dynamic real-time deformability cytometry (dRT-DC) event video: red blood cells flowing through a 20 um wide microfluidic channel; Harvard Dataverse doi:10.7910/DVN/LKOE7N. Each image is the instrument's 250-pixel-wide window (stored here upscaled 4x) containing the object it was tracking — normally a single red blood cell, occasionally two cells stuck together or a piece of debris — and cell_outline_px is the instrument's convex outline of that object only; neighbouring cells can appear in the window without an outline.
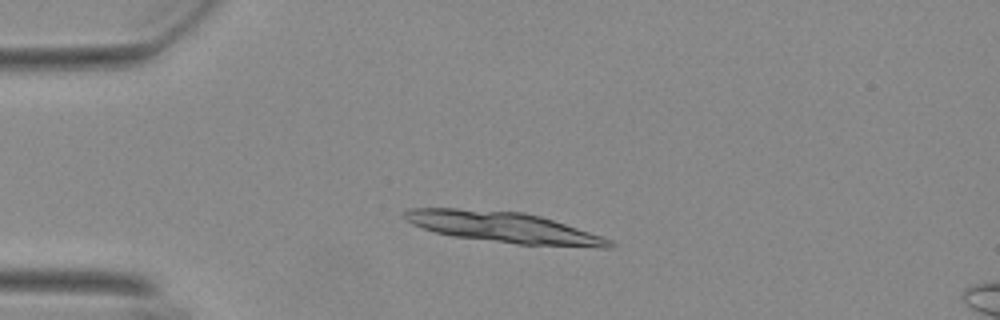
{"species": "Egyptian fruit bat (a non-hibernating species)", "species_latin": "Rousettus aegyptiacus", "temperature_condition": "warm", "stored_images_in_passage": 20, "camera_frame_rate_fps": 3000, "um_per_image_px": 0.085, "animal": {"sex": "female"}, "frame": {"image": 1, "passage_image": 12, "time_ms": 3.667, "image_size_px": [1000, 320], "cell_outline_px": [[616, 244], [612, 248], [604, 248], [516, 244], [452, 236], [436, 232], [412, 224], [404, 220], [400, 216], [400, 212], [408, 208], [456, 208], [524, 212], [540, 216], [612, 240]], "centroid_in_image_um": [42.74, 19.32], "position_along_channel_um": 42.3, "area_um2": 36.76}}